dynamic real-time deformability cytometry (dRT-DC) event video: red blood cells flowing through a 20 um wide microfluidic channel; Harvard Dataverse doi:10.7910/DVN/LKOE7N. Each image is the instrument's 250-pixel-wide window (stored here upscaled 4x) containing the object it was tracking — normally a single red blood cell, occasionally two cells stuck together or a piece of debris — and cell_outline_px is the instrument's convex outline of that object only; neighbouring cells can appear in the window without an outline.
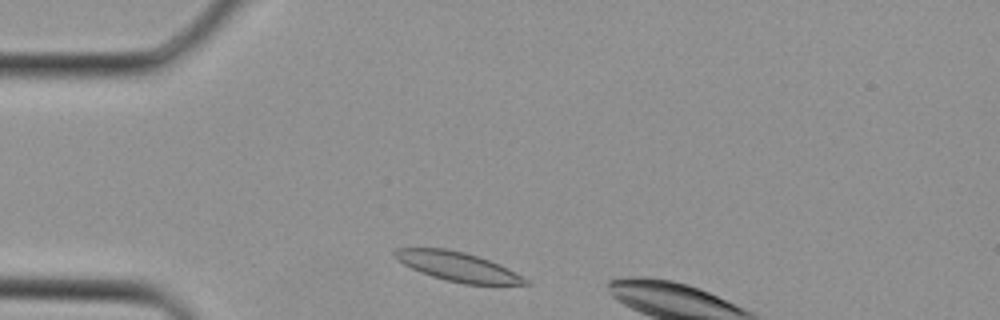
{"species": "Egyptian fruit bat (a non-hibernating species)", "species_latin": "Rousettus aegyptiacus", "temperature_condition": "cold", "stored_images_in_passage": 3, "camera_frame_rate_fps": 3000, "um_per_image_px": 0.085, "animal": {"sex": "female"}, "frame": {"image": 1, "passage_image": 1, "time_ms": 0.0, "image_size_px": [1000, 320], "cell_outline_px": [[532, 284], [464, 284], [444, 280], [420, 272], [404, 264], [392, 256], [392, 252], [396, 248], [448, 248], [464, 252], [500, 264], [508, 268], [528, 280]], "centroid_in_image_um": [38.87, 22.65], "position_along_channel_um": 46.1, "area_um2": 22.14}}